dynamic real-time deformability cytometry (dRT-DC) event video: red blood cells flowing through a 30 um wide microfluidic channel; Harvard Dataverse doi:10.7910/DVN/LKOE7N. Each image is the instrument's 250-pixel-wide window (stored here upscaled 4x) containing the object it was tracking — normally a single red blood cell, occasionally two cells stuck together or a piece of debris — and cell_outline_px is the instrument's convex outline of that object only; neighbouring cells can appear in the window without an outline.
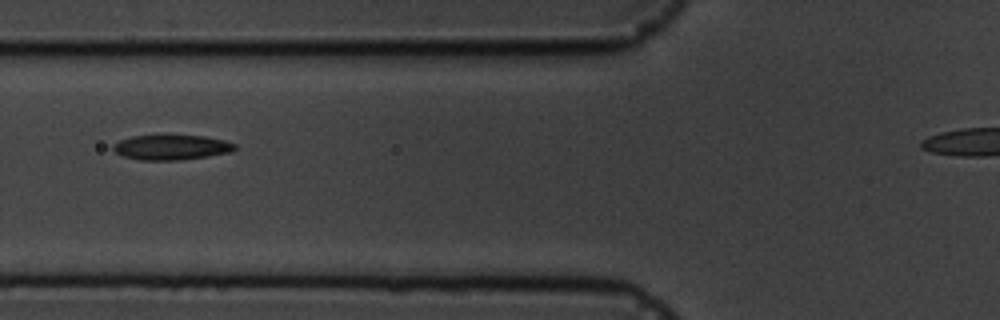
{"species": "common noctule bat (a hibernating species)", "species_latin": "Nyctalus noctula", "temperature_condition": "cold", "stored_images_in_passage": 3, "camera_frame_rate_fps": 3000, "um_per_image_px": 0.085, "animal": {"sex": "male", "body_mass_g": 19.5, "forearm_length_mm": 54.6}, "frame": {"image": 1, "passage_image": 3, "time_ms": 2.333, "image_size_px": [1000, 320], "cell_outline_px": [[236, 148], [228, 152], [208, 156], [180, 160], [140, 160], [124, 156], [116, 152], [112, 148], [112, 144], [120, 140], [132, 136], [160, 132], [204, 136], [224, 140], [236, 144]], "centroid_in_image_um": [14.52, 12.47], "position_along_channel_um": 111.3, "area_um2": 18.5}}